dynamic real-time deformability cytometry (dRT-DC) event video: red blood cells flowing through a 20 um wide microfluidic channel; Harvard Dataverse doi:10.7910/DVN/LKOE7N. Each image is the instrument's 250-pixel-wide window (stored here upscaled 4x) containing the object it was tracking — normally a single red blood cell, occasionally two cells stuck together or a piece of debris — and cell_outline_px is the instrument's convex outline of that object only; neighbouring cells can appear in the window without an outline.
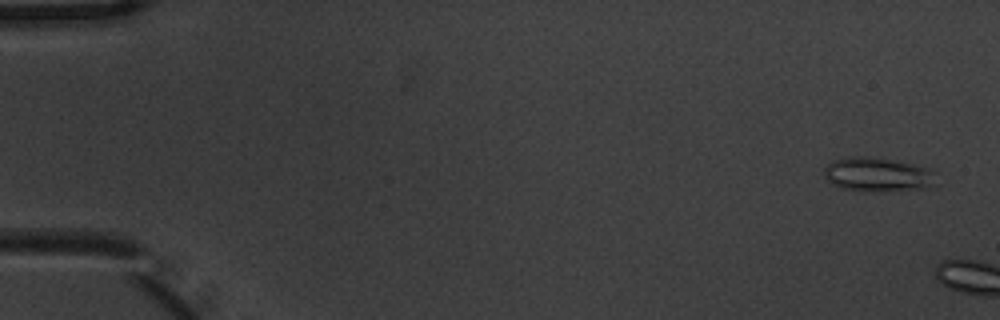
{"species": "common noctule bat (a hibernating species)", "species_latin": "Nyctalus noctula", "temperature_condition": "warm", "stored_images_in_passage": 2, "camera_frame_rate_fps": 3000, "um_per_image_px": 0.085, "animal": {"sex": "male", "body_mass_g": 20.1, "forearm_length_mm": 53.5}, "frame": {"image": 1, "passage_image": 1, "time_ms": 0.0, "image_size_px": [1000, 320], "cell_outline_px": [[936, 184], [924, 188], [844, 188], [828, 180], [824, 176], [824, 168], [832, 160], [848, 156], [864, 156], [912, 164], [928, 168], [936, 172]], "centroid_in_image_um": [74.6, 14.76], "position_along_channel_um": 10.4, "area_um2": 20.92}}